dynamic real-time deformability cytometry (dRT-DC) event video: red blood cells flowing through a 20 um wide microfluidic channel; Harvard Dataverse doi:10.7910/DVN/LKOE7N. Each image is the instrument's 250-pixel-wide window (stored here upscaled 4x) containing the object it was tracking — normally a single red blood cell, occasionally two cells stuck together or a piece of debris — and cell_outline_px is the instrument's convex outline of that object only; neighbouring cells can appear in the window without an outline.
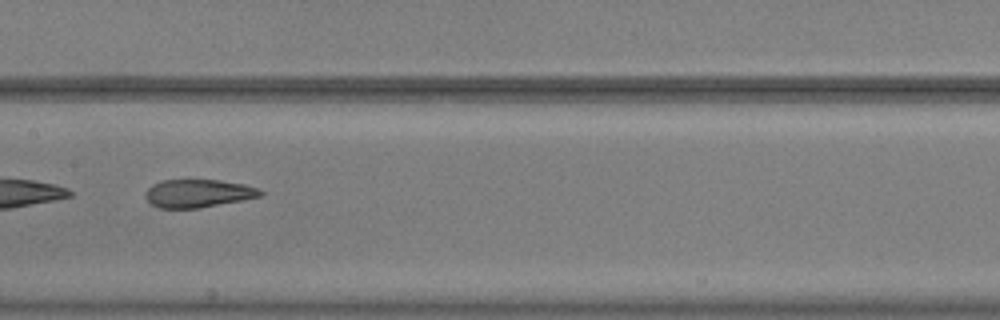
{"species": "common noctule bat (a hibernating species)", "species_latin": "Nyctalus noctula", "temperature_condition": "warm", "stored_images_in_passage": 16, "camera_frame_rate_fps": 3000, "um_per_image_px": 0.085, "animal": {"sex": "male", "body_mass_g": 20.5, "forearm_length_mm": 52.5}, "frame": {"image": 1, "passage_image": 12, "time_ms": 3.667, "image_size_px": [1000, 320], "cell_outline_px": [[264, 192], [260, 196], [200, 208], [156, 208], [144, 196], [148, 188], [152, 184], [164, 180], [188, 176], [220, 180], [244, 184], [260, 188]], "centroid_in_image_um": [16.81, 16.38], "position_along_channel_um": 190.6, "area_um2": 19.54}}